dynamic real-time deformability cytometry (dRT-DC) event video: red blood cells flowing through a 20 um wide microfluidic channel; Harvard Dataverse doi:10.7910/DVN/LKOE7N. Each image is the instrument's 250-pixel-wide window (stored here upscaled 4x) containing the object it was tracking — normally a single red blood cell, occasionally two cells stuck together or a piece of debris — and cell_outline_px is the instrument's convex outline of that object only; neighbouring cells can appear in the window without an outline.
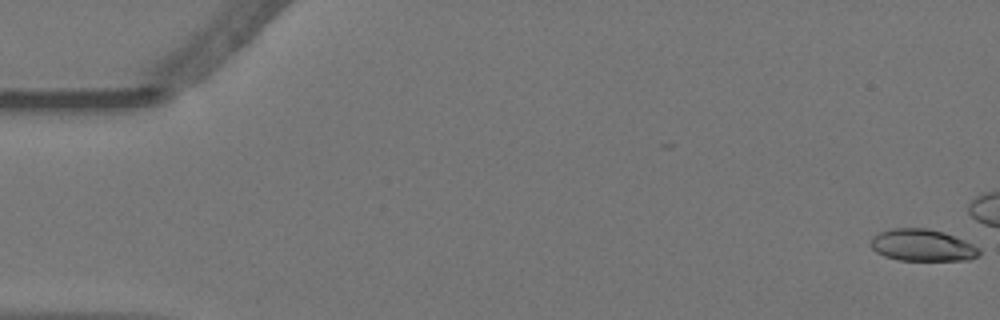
{"species": "Egyptian fruit bat (a non-hibernating species)", "species_latin": "Rousettus aegyptiacus", "temperature_condition": "warm", "stored_images_in_passage": 11, "camera_frame_rate_fps": 3000, "um_per_image_px": 0.085, "animal": {"sex": "female"}, "frame": {"image": 1, "passage_image": 1, "time_ms": 0.0, "image_size_px": [1000, 320], "cell_outline_px": [[980, 256], [968, 260], [900, 260], [884, 256], [876, 252], [872, 248], [872, 236], [880, 232], [892, 228], [928, 228], [944, 232], [964, 240], [980, 248]], "centroid_in_image_um": [78.42, 20.84], "position_along_channel_um": 6.6, "area_um2": 20.17}}